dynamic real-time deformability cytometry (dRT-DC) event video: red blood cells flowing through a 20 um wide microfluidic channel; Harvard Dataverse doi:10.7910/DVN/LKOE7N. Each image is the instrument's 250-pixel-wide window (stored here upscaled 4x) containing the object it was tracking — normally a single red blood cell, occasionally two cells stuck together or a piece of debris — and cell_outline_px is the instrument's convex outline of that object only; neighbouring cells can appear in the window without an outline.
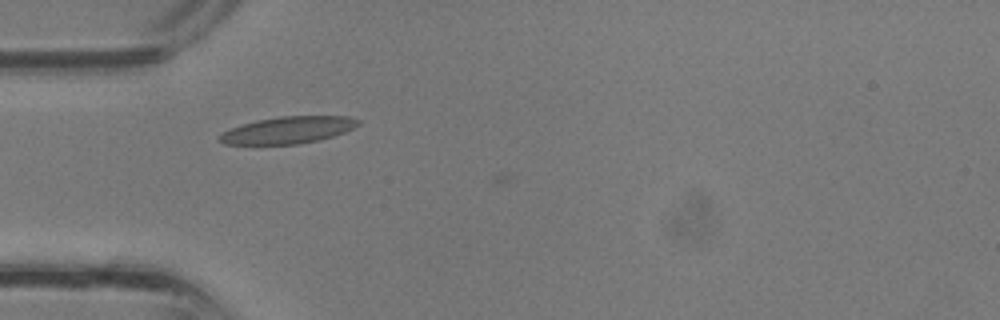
{"species": "common noctule bat (a hibernating species)", "species_latin": "Nyctalus noctula", "temperature_condition": "room temperature", "stored_images_in_passage": 4, "camera_frame_rate_fps": 3000, "um_per_image_px": 0.085, "animal": {"sex": "male", "body_mass_g": 13.3}, "frame": {"image": 1, "passage_image": 3, "time_ms": 0.667, "image_size_px": [1000, 320], "cell_outline_px": [[360, 124], [344, 132], [320, 140], [296, 144], [224, 144], [216, 140], [220, 132], [256, 120], [280, 116], [348, 116], [360, 120]], "centroid_in_image_um": [24.45, 11.05], "position_along_channel_um": 60.5, "area_um2": 21.73}}